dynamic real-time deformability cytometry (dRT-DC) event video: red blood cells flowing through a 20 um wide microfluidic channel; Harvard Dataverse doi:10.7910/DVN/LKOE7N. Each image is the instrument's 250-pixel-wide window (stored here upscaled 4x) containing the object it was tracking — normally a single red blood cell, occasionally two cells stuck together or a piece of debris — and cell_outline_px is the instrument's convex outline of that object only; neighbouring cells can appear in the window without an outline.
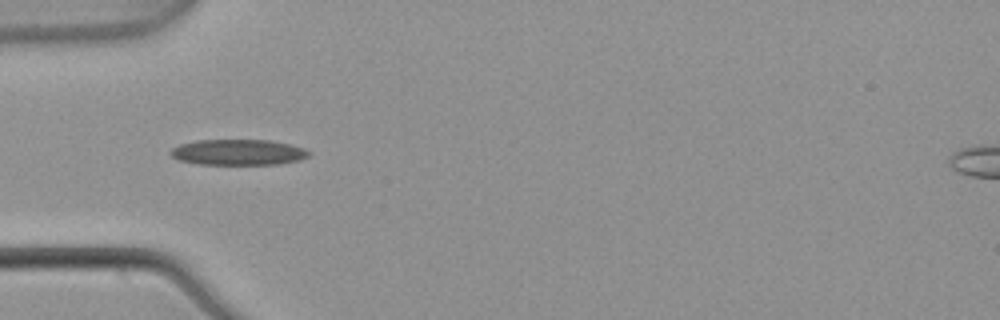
{"species": "common noctule bat (a hibernating species)", "species_latin": "Nyctalus noctula", "temperature_condition": "warm", "stored_images_in_passage": 8, "camera_frame_rate_fps": 3000, "um_per_image_px": 0.085, "animal": {"sex": "male", "body_mass_g": 21.5, "forearm_length_mm": 52.0}, "frame": {"image": 1, "passage_image": 5, "time_ms": 1.333, "image_size_px": [1000, 320], "cell_outline_px": [[312, 152], [308, 156], [300, 160], [276, 164], [200, 164], [180, 160], [172, 156], [168, 152], [172, 148], [180, 144], [196, 140], [268, 140], [288, 144], [304, 148]], "centroid_in_image_um": [20.24, 12.94], "position_along_channel_um": 64.8, "area_um2": 20.63}}
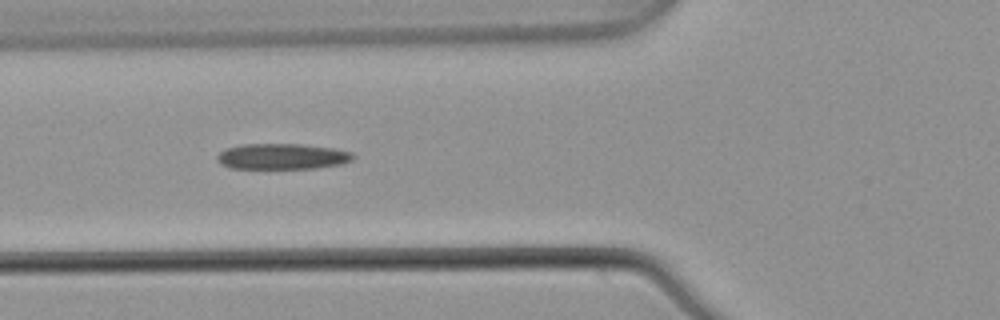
{"frame": {"image": 2, "passage_image": 6, "time_ms": 1.667, "image_size_px": [1000, 320], "cell_outline_px": [[356, 156], [352, 160], [340, 164], [316, 168], [232, 168], [220, 164], [216, 160], [216, 156], [220, 152], [228, 148], [244, 144], [300, 144], [332, 148], [352, 152]], "centroid_in_image_um": [23.99, 13.3], "position_along_channel_um": 101.8, "area_um2": 20.29}}
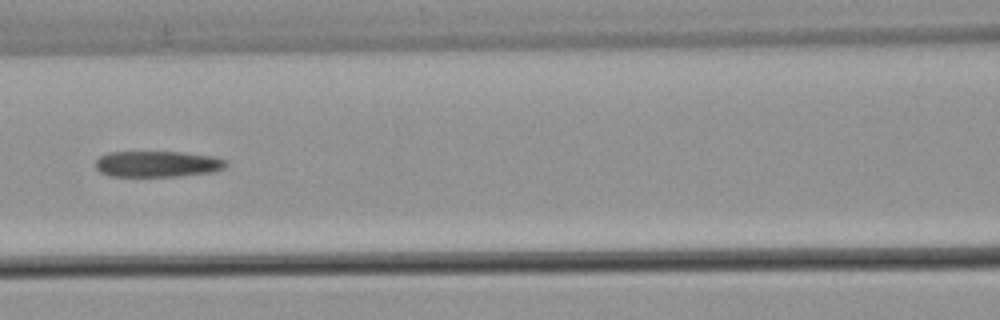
{"frame": {"image": 3, "passage_image": 7, "time_ms": 2.0, "image_size_px": [1000, 320], "cell_outline_px": [[228, 164], [224, 168], [212, 172], [180, 176], [112, 176], [100, 172], [96, 168], [96, 160], [100, 156], [108, 152], [180, 152], [212, 156], [228, 160]], "centroid_in_image_um": [13.4, 13.94], "position_along_channel_um": 153.2, "area_um2": 19.83}}